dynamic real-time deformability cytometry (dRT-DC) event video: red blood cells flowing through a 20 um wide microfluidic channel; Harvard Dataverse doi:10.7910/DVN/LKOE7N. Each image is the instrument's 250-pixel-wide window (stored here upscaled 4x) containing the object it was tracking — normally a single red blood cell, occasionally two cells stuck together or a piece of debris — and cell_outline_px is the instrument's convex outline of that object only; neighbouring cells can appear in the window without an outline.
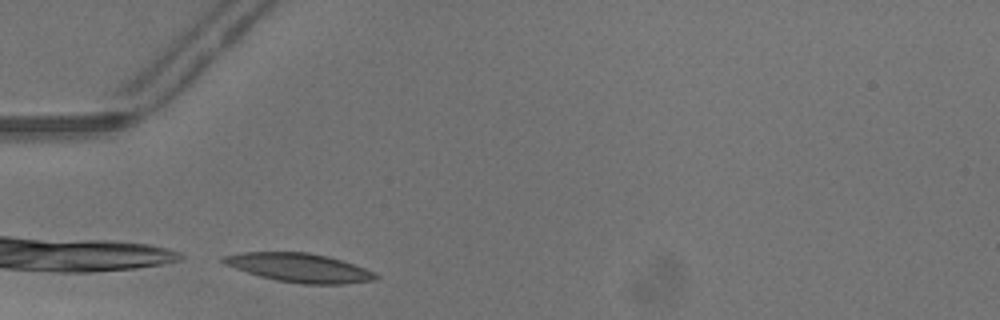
{"species": "common noctule bat (a hibernating species)", "species_latin": "Nyctalus noctula", "temperature_condition": "warm", "stored_images_in_passage": 23, "camera_frame_rate_fps": 3000, "um_per_image_px": 0.085, "animal": {"sex": "male", "body_mass_g": 13.3}, "frame": {"image": 1, "passage_image": 1, "time_ms": 0.0, "image_size_px": [1000, 320], "cell_outline_px": [[380, 276], [376, 280], [344, 284], [304, 284], [276, 280], [260, 276], [224, 264], [220, 260], [220, 256], [244, 252], [308, 252], [328, 256], [364, 268]], "centroid_in_image_um": [25.42, 22.75], "position_along_channel_um": 59.6, "area_um2": 25.43}}
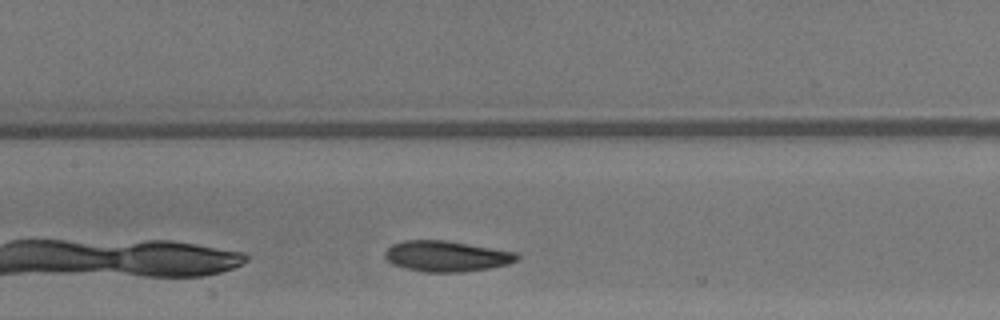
{"frame": {"image": 2, "passage_image": 9, "time_ms": 2.667, "image_size_px": [1000, 320], "cell_outline_px": [[520, 256], [516, 260], [508, 264], [488, 268], [464, 272], [424, 272], [404, 268], [392, 264], [384, 256], [384, 252], [392, 244], [404, 240], [444, 240], [516, 252]], "centroid_in_image_um": [37.92, 21.78], "position_along_channel_um": 169.5, "area_um2": 23.58}}
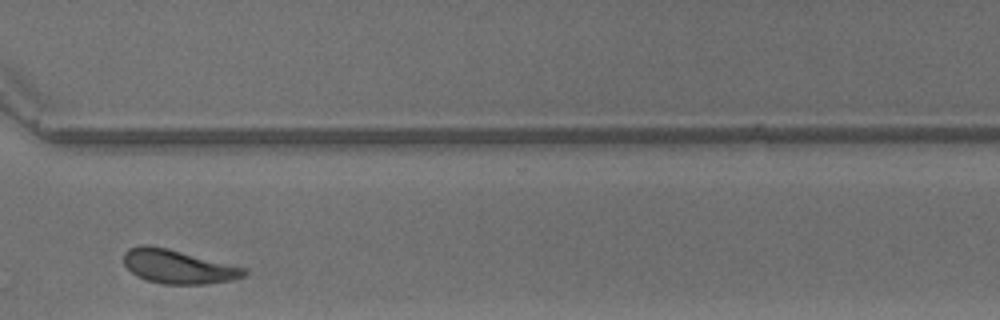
{"frame": {"image": 3, "passage_image": 22, "time_ms": 7.0, "image_size_px": [1000, 320], "cell_outline_px": [[248, 272], [244, 276], [232, 280], [204, 284], [164, 284], [148, 280], [136, 276], [124, 264], [124, 252], [128, 248], [140, 244], [148, 244], [168, 248], [248, 268]], "centroid_in_image_um": [15.14, 22.65], "position_along_channel_um": 355.5, "area_um2": 23.93}, "authors_computed_cell_mechanics": {"area_um2": 23.5824, "velocity_mm_per_s": 4.3037, "shape_relaxation_time_tau1_ms": 2.3237, "shape_relaxation_time_tau2_ms": 2.6453, "deformation_change_tau1": 0.1001, "deformation_change_tau2": 0.1}}